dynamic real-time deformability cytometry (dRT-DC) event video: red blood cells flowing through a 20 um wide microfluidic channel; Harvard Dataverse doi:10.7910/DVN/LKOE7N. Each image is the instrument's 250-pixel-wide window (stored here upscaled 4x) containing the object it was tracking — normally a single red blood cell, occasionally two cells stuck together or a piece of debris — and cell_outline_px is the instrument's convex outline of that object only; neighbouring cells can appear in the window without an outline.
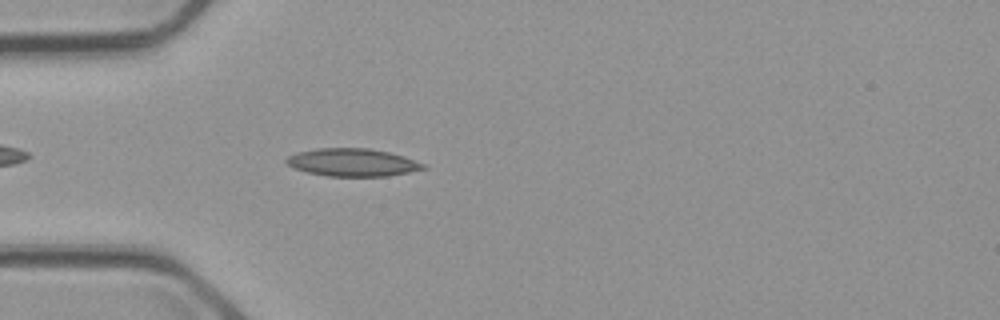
{"species": "common noctule bat (a hibernating species)", "species_latin": "Nyctalus noctula", "temperature_condition": "cold", "stored_images_in_passage": 46, "camera_frame_rate_fps": 3000, "um_per_image_px": 0.085, "animal": {"sex": "male", "body_mass_g": 23.1, "forearm_length_mm": 52.7}, "frame": {"image": 1, "passage_image": 6, "time_ms": 1.667, "image_size_px": [1000, 320], "cell_outline_px": [[428, 168], [388, 176], [328, 176], [308, 172], [296, 168], [288, 164], [284, 160], [288, 156], [296, 152], [320, 148], [368, 148], [388, 152], [404, 156], [428, 164]], "centroid_in_image_um": [30.01, 13.8], "position_along_channel_um": 55.0, "area_um2": 22.14}}
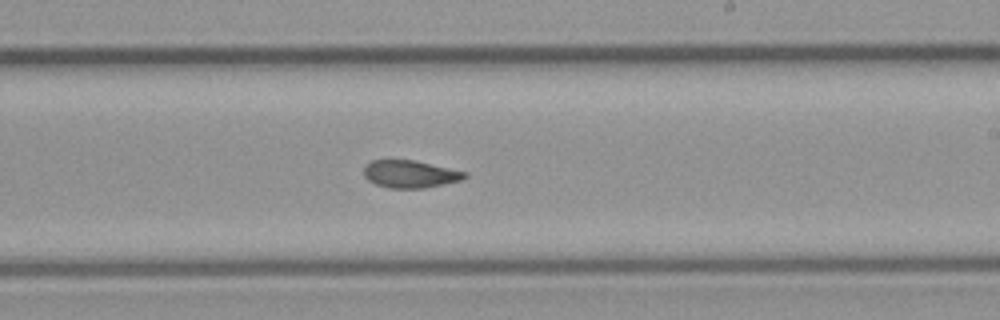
{"frame": {"image": 2, "passage_image": 23, "time_ms": 7.333, "image_size_px": [1000, 320], "cell_outline_px": [[468, 176], [464, 180], [424, 188], [388, 188], [376, 184], [368, 180], [364, 176], [364, 168], [372, 160], [412, 160], [468, 172]], "centroid_in_image_um": [34.9, 14.8], "position_along_channel_um": 254.1, "area_um2": 16.13}}
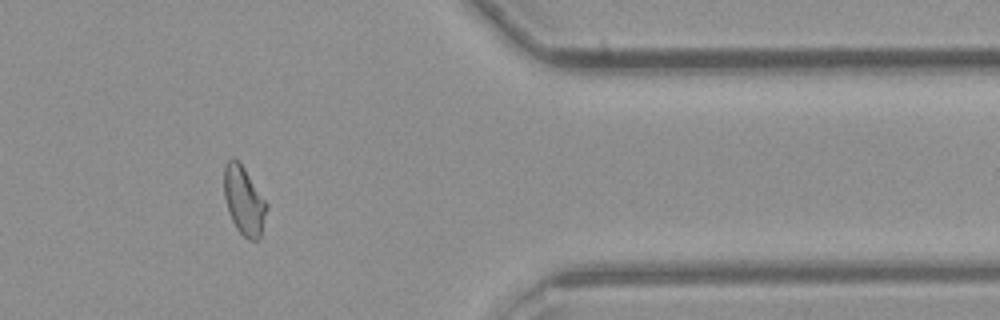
{"frame": {"image": 3, "passage_image": 36, "time_ms": 11.667, "image_size_px": [1000, 320], "cell_outline_px": [[268, 208], [260, 236], [256, 240], [248, 240], [236, 228], [228, 212], [224, 196], [224, 164], [232, 156], [244, 168], [268, 204]], "centroid_in_image_um": [20.73, 17.05], "position_along_channel_um": 390.7, "area_um2": 16.94}, "authors_computed_cell_mechanics": {"area_um2": 17.1088, "velocity_mm_per_s": 3.6717, "shape_relaxation_time_tau1_ms": null, "shape_relaxation_time_tau2_ms": 1.5942, "deformation_change_tau1": null, "deformation_change_tau2": 0.0678}}